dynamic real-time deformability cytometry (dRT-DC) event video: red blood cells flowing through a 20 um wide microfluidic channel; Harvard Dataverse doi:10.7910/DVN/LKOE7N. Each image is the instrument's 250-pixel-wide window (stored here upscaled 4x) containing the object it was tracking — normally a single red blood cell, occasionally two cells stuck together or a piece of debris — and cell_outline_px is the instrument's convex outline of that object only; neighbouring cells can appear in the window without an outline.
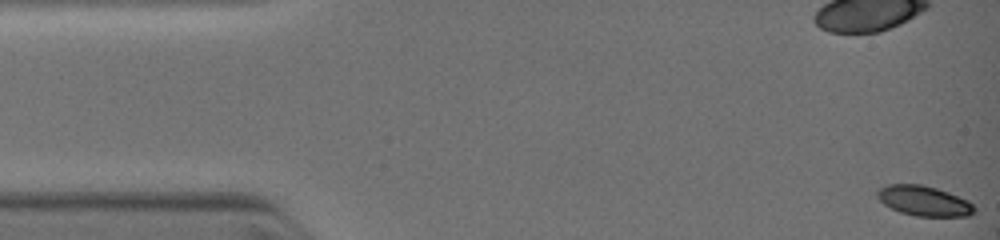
{"species": "common noctule bat (a hibernating species)", "species_latin": "Nyctalus noctula", "temperature_condition": "warm", "stored_images_in_passage": 13, "camera_frame_rate_fps": 3000, "um_per_image_px": 0.085, "animal": {"sex": "female", "body_mass_g": 19.0, "forearm_length_mm": 51.5}, "frame": {"image": 1, "passage_image": 1, "time_ms": 0.0, "image_size_px": [1000, 240], "cell_outline_px": [[976, 212], [968, 216], [916, 216], [900, 212], [884, 204], [876, 196], [876, 192], [880, 188], [888, 184], [920, 184], [936, 188], [948, 192], [968, 200], [976, 208]], "centroid_in_image_um": [78.55, 17.07], "position_along_channel_um": 6.5, "area_um2": 16.99}}